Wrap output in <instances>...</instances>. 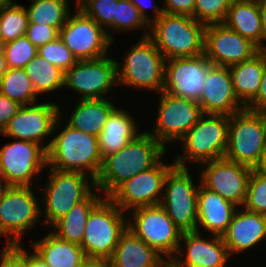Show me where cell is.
Segmentation results:
<instances>
[{"mask_svg": "<svg viewBox=\"0 0 266 267\" xmlns=\"http://www.w3.org/2000/svg\"><path fill=\"white\" fill-rule=\"evenodd\" d=\"M232 0H195L193 18L205 25L223 23Z\"/></svg>", "mask_w": 266, "mask_h": 267, "instance_id": "40", "label": "cell"}, {"mask_svg": "<svg viewBox=\"0 0 266 267\" xmlns=\"http://www.w3.org/2000/svg\"><path fill=\"white\" fill-rule=\"evenodd\" d=\"M199 232H182L178 251L173 258L177 267H225L230 254L222 237L213 235L211 240H206L201 238ZM182 242L186 249L182 248ZM183 253L185 258L182 260L178 255L184 257Z\"/></svg>", "mask_w": 266, "mask_h": 267, "instance_id": "22", "label": "cell"}, {"mask_svg": "<svg viewBox=\"0 0 266 267\" xmlns=\"http://www.w3.org/2000/svg\"><path fill=\"white\" fill-rule=\"evenodd\" d=\"M69 0H31L25 7L29 23L47 24L59 31L70 15Z\"/></svg>", "mask_w": 266, "mask_h": 267, "instance_id": "34", "label": "cell"}, {"mask_svg": "<svg viewBox=\"0 0 266 267\" xmlns=\"http://www.w3.org/2000/svg\"><path fill=\"white\" fill-rule=\"evenodd\" d=\"M126 229L123 211L108 197L103 198L88 216L80 245L85 256L108 261Z\"/></svg>", "mask_w": 266, "mask_h": 267, "instance_id": "5", "label": "cell"}, {"mask_svg": "<svg viewBox=\"0 0 266 267\" xmlns=\"http://www.w3.org/2000/svg\"><path fill=\"white\" fill-rule=\"evenodd\" d=\"M266 108V63L262 75V80L256 98L246 107V109L258 112Z\"/></svg>", "mask_w": 266, "mask_h": 267, "instance_id": "46", "label": "cell"}, {"mask_svg": "<svg viewBox=\"0 0 266 267\" xmlns=\"http://www.w3.org/2000/svg\"><path fill=\"white\" fill-rule=\"evenodd\" d=\"M77 7L92 18L103 29L108 26L113 31L118 0H76Z\"/></svg>", "mask_w": 266, "mask_h": 267, "instance_id": "37", "label": "cell"}, {"mask_svg": "<svg viewBox=\"0 0 266 267\" xmlns=\"http://www.w3.org/2000/svg\"><path fill=\"white\" fill-rule=\"evenodd\" d=\"M8 67L6 64L5 55L2 49H0V80L4 73L7 71Z\"/></svg>", "mask_w": 266, "mask_h": 267, "instance_id": "52", "label": "cell"}, {"mask_svg": "<svg viewBox=\"0 0 266 267\" xmlns=\"http://www.w3.org/2000/svg\"><path fill=\"white\" fill-rule=\"evenodd\" d=\"M20 107L21 105L16 101H13L0 93V134Z\"/></svg>", "mask_w": 266, "mask_h": 267, "instance_id": "45", "label": "cell"}, {"mask_svg": "<svg viewBox=\"0 0 266 267\" xmlns=\"http://www.w3.org/2000/svg\"><path fill=\"white\" fill-rule=\"evenodd\" d=\"M60 112V107L51 102L21 106L1 134L41 144L47 151L48 145L42 141L63 124Z\"/></svg>", "mask_w": 266, "mask_h": 267, "instance_id": "17", "label": "cell"}, {"mask_svg": "<svg viewBox=\"0 0 266 267\" xmlns=\"http://www.w3.org/2000/svg\"><path fill=\"white\" fill-rule=\"evenodd\" d=\"M59 34L60 31L51 25L29 23L25 36L38 48L48 42L54 41L59 37Z\"/></svg>", "mask_w": 266, "mask_h": 267, "instance_id": "43", "label": "cell"}, {"mask_svg": "<svg viewBox=\"0 0 266 267\" xmlns=\"http://www.w3.org/2000/svg\"><path fill=\"white\" fill-rule=\"evenodd\" d=\"M258 113L260 114V116H261V118H262V120L264 122L265 132H266V108L258 111Z\"/></svg>", "mask_w": 266, "mask_h": 267, "instance_id": "55", "label": "cell"}, {"mask_svg": "<svg viewBox=\"0 0 266 267\" xmlns=\"http://www.w3.org/2000/svg\"><path fill=\"white\" fill-rule=\"evenodd\" d=\"M46 144L48 167L87 173L92 179L97 178L102 166L97 136L65 124L64 129Z\"/></svg>", "mask_w": 266, "mask_h": 267, "instance_id": "3", "label": "cell"}, {"mask_svg": "<svg viewBox=\"0 0 266 267\" xmlns=\"http://www.w3.org/2000/svg\"><path fill=\"white\" fill-rule=\"evenodd\" d=\"M223 23L260 50H266L258 2L232 0Z\"/></svg>", "mask_w": 266, "mask_h": 267, "instance_id": "26", "label": "cell"}, {"mask_svg": "<svg viewBox=\"0 0 266 267\" xmlns=\"http://www.w3.org/2000/svg\"><path fill=\"white\" fill-rule=\"evenodd\" d=\"M31 186H9L0 199V236L7 244H20V237L39 222L43 211Z\"/></svg>", "mask_w": 266, "mask_h": 267, "instance_id": "11", "label": "cell"}, {"mask_svg": "<svg viewBox=\"0 0 266 267\" xmlns=\"http://www.w3.org/2000/svg\"><path fill=\"white\" fill-rule=\"evenodd\" d=\"M201 165L203 169L205 168L201 171L199 181L201 185L235 206L242 205L243 207L253 169L224 157L204 162Z\"/></svg>", "mask_w": 266, "mask_h": 267, "instance_id": "18", "label": "cell"}, {"mask_svg": "<svg viewBox=\"0 0 266 267\" xmlns=\"http://www.w3.org/2000/svg\"><path fill=\"white\" fill-rule=\"evenodd\" d=\"M0 267H29V253L21 244H7L0 251Z\"/></svg>", "mask_w": 266, "mask_h": 267, "instance_id": "42", "label": "cell"}, {"mask_svg": "<svg viewBox=\"0 0 266 267\" xmlns=\"http://www.w3.org/2000/svg\"><path fill=\"white\" fill-rule=\"evenodd\" d=\"M266 153V132L258 112L244 109L229 116L224 158L254 169Z\"/></svg>", "mask_w": 266, "mask_h": 267, "instance_id": "7", "label": "cell"}, {"mask_svg": "<svg viewBox=\"0 0 266 267\" xmlns=\"http://www.w3.org/2000/svg\"><path fill=\"white\" fill-rule=\"evenodd\" d=\"M254 170L266 178V153L263 155L259 164L254 168Z\"/></svg>", "mask_w": 266, "mask_h": 267, "instance_id": "51", "label": "cell"}, {"mask_svg": "<svg viewBox=\"0 0 266 267\" xmlns=\"http://www.w3.org/2000/svg\"><path fill=\"white\" fill-rule=\"evenodd\" d=\"M31 246L49 267H77L85 257L80 245L61 240L51 231Z\"/></svg>", "mask_w": 266, "mask_h": 267, "instance_id": "29", "label": "cell"}, {"mask_svg": "<svg viewBox=\"0 0 266 267\" xmlns=\"http://www.w3.org/2000/svg\"><path fill=\"white\" fill-rule=\"evenodd\" d=\"M0 93L21 106L34 104L37 94L23 68H8L0 80Z\"/></svg>", "mask_w": 266, "mask_h": 267, "instance_id": "33", "label": "cell"}, {"mask_svg": "<svg viewBox=\"0 0 266 267\" xmlns=\"http://www.w3.org/2000/svg\"><path fill=\"white\" fill-rule=\"evenodd\" d=\"M148 35L145 30L138 43L127 52L124 63H116L118 84L160 93L164 86L165 58Z\"/></svg>", "mask_w": 266, "mask_h": 267, "instance_id": "6", "label": "cell"}, {"mask_svg": "<svg viewBox=\"0 0 266 267\" xmlns=\"http://www.w3.org/2000/svg\"><path fill=\"white\" fill-rule=\"evenodd\" d=\"M117 61L107 56L93 60H78L64 72V86L79 94L80 99H102L116 84Z\"/></svg>", "mask_w": 266, "mask_h": 267, "instance_id": "14", "label": "cell"}, {"mask_svg": "<svg viewBox=\"0 0 266 267\" xmlns=\"http://www.w3.org/2000/svg\"><path fill=\"white\" fill-rule=\"evenodd\" d=\"M211 65L204 53L194 57L165 60L163 91L176 97L198 101Z\"/></svg>", "mask_w": 266, "mask_h": 267, "instance_id": "20", "label": "cell"}, {"mask_svg": "<svg viewBox=\"0 0 266 267\" xmlns=\"http://www.w3.org/2000/svg\"><path fill=\"white\" fill-rule=\"evenodd\" d=\"M28 24L24 6L13 0H3L0 3V31L4 44L25 36Z\"/></svg>", "mask_w": 266, "mask_h": 267, "instance_id": "35", "label": "cell"}, {"mask_svg": "<svg viewBox=\"0 0 266 267\" xmlns=\"http://www.w3.org/2000/svg\"><path fill=\"white\" fill-rule=\"evenodd\" d=\"M160 94L157 120L152 133L164 147L165 143L180 140L203 115L200 104L191 99L173 96L165 91Z\"/></svg>", "mask_w": 266, "mask_h": 267, "instance_id": "13", "label": "cell"}, {"mask_svg": "<svg viewBox=\"0 0 266 267\" xmlns=\"http://www.w3.org/2000/svg\"><path fill=\"white\" fill-rule=\"evenodd\" d=\"M153 19L148 38L160 50L165 60L194 57L204 53L206 25L191 16L163 13L153 5Z\"/></svg>", "mask_w": 266, "mask_h": 267, "instance_id": "2", "label": "cell"}, {"mask_svg": "<svg viewBox=\"0 0 266 267\" xmlns=\"http://www.w3.org/2000/svg\"><path fill=\"white\" fill-rule=\"evenodd\" d=\"M145 0H130V2L139 10L141 16L146 20L149 24L152 23V18L149 15H146L145 9L146 5L144 3ZM149 4H147L148 6Z\"/></svg>", "mask_w": 266, "mask_h": 267, "instance_id": "48", "label": "cell"}, {"mask_svg": "<svg viewBox=\"0 0 266 267\" xmlns=\"http://www.w3.org/2000/svg\"><path fill=\"white\" fill-rule=\"evenodd\" d=\"M259 11H260V16H261V21H262V27L264 31V42L266 41V0L259 1Z\"/></svg>", "mask_w": 266, "mask_h": 267, "instance_id": "49", "label": "cell"}, {"mask_svg": "<svg viewBox=\"0 0 266 267\" xmlns=\"http://www.w3.org/2000/svg\"><path fill=\"white\" fill-rule=\"evenodd\" d=\"M23 69L36 94L54 92L64 86V71L38 54Z\"/></svg>", "mask_w": 266, "mask_h": 267, "instance_id": "32", "label": "cell"}, {"mask_svg": "<svg viewBox=\"0 0 266 267\" xmlns=\"http://www.w3.org/2000/svg\"><path fill=\"white\" fill-rule=\"evenodd\" d=\"M163 13L193 17L195 0H163Z\"/></svg>", "mask_w": 266, "mask_h": 267, "instance_id": "44", "label": "cell"}, {"mask_svg": "<svg viewBox=\"0 0 266 267\" xmlns=\"http://www.w3.org/2000/svg\"><path fill=\"white\" fill-rule=\"evenodd\" d=\"M48 168V183L46 182L44 197L41 199L45 202L42 224L47 223L50 227L96 187L95 180L85 173Z\"/></svg>", "mask_w": 266, "mask_h": 267, "instance_id": "8", "label": "cell"}, {"mask_svg": "<svg viewBox=\"0 0 266 267\" xmlns=\"http://www.w3.org/2000/svg\"><path fill=\"white\" fill-rule=\"evenodd\" d=\"M260 49L224 23L208 24L204 33V55L217 66H231L250 59Z\"/></svg>", "mask_w": 266, "mask_h": 267, "instance_id": "19", "label": "cell"}, {"mask_svg": "<svg viewBox=\"0 0 266 267\" xmlns=\"http://www.w3.org/2000/svg\"><path fill=\"white\" fill-rule=\"evenodd\" d=\"M37 54L64 72L78 61L60 37L45 45L39 46Z\"/></svg>", "mask_w": 266, "mask_h": 267, "instance_id": "39", "label": "cell"}, {"mask_svg": "<svg viewBox=\"0 0 266 267\" xmlns=\"http://www.w3.org/2000/svg\"><path fill=\"white\" fill-rule=\"evenodd\" d=\"M60 29L59 37L78 60H93L106 56L113 37L81 9L76 7Z\"/></svg>", "mask_w": 266, "mask_h": 267, "instance_id": "12", "label": "cell"}, {"mask_svg": "<svg viewBox=\"0 0 266 267\" xmlns=\"http://www.w3.org/2000/svg\"><path fill=\"white\" fill-rule=\"evenodd\" d=\"M266 63V50L250 59L229 66L236 97L246 108L257 96Z\"/></svg>", "mask_w": 266, "mask_h": 267, "instance_id": "27", "label": "cell"}, {"mask_svg": "<svg viewBox=\"0 0 266 267\" xmlns=\"http://www.w3.org/2000/svg\"><path fill=\"white\" fill-rule=\"evenodd\" d=\"M116 108L102 99H79L71 117L66 121L71 128L99 136L110 113Z\"/></svg>", "mask_w": 266, "mask_h": 267, "instance_id": "30", "label": "cell"}, {"mask_svg": "<svg viewBox=\"0 0 266 267\" xmlns=\"http://www.w3.org/2000/svg\"><path fill=\"white\" fill-rule=\"evenodd\" d=\"M175 164H163L161 160L147 171L122 183L108 198L124 213L138 207L160 204L164 181Z\"/></svg>", "mask_w": 266, "mask_h": 267, "instance_id": "16", "label": "cell"}, {"mask_svg": "<svg viewBox=\"0 0 266 267\" xmlns=\"http://www.w3.org/2000/svg\"><path fill=\"white\" fill-rule=\"evenodd\" d=\"M239 211L236 209L231 223L221 236L230 256L234 252L242 253L266 238V215L245 209Z\"/></svg>", "mask_w": 266, "mask_h": 267, "instance_id": "23", "label": "cell"}, {"mask_svg": "<svg viewBox=\"0 0 266 267\" xmlns=\"http://www.w3.org/2000/svg\"><path fill=\"white\" fill-rule=\"evenodd\" d=\"M29 267H49L34 252L29 253Z\"/></svg>", "mask_w": 266, "mask_h": 267, "instance_id": "50", "label": "cell"}, {"mask_svg": "<svg viewBox=\"0 0 266 267\" xmlns=\"http://www.w3.org/2000/svg\"><path fill=\"white\" fill-rule=\"evenodd\" d=\"M163 259L155 249L126 229L120 236L109 267H156Z\"/></svg>", "mask_w": 266, "mask_h": 267, "instance_id": "25", "label": "cell"}, {"mask_svg": "<svg viewBox=\"0 0 266 267\" xmlns=\"http://www.w3.org/2000/svg\"><path fill=\"white\" fill-rule=\"evenodd\" d=\"M93 191L51 226L52 230L55 229L51 232L59 239L81 245L88 216L104 198V196L98 197Z\"/></svg>", "mask_w": 266, "mask_h": 267, "instance_id": "31", "label": "cell"}, {"mask_svg": "<svg viewBox=\"0 0 266 267\" xmlns=\"http://www.w3.org/2000/svg\"><path fill=\"white\" fill-rule=\"evenodd\" d=\"M136 121L121 108H115L107 118L103 130L98 136L102 159L125 147L137 135Z\"/></svg>", "mask_w": 266, "mask_h": 267, "instance_id": "28", "label": "cell"}, {"mask_svg": "<svg viewBox=\"0 0 266 267\" xmlns=\"http://www.w3.org/2000/svg\"><path fill=\"white\" fill-rule=\"evenodd\" d=\"M229 116L203 114L180 139L183 152L175 157L174 164L187 167L186 163L202 164L223 158L228 143Z\"/></svg>", "mask_w": 266, "mask_h": 267, "instance_id": "4", "label": "cell"}, {"mask_svg": "<svg viewBox=\"0 0 266 267\" xmlns=\"http://www.w3.org/2000/svg\"><path fill=\"white\" fill-rule=\"evenodd\" d=\"M3 45H4V42H3L2 34L0 31V49H2Z\"/></svg>", "mask_w": 266, "mask_h": 267, "instance_id": "56", "label": "cell"}, {"mask_svg": "<svg viewBox=\"0 0 266 267\" xmlns=\"http://www.w3.org/2000/svg\"><path fill=\"white\" fill-rule=\"evenodd\" d=\"M195 185L187 167L174 166L165 177L160 205L181 232L199 231ZM166 187V188H165Z\"/></svg>", "mask_w": 266, "mask_h": 267, "instance_id": "9", "label": "cell"}, {"mask_svg": "<svg viewBox=\"0 0 266 267\" xmlns=\"http://www.w3.org/2000/svg\"><path fill=\"white\" fill-rule=\"evenodd\" d=\"M156 267H177V264L173 259H163Z\"/></svg>", "mask_w": 266, "mask_h": 267, "instance_id": "53", "label": "cell"}, {"mask_svg": "<svg viewBox=\"0 0 266 267\" xmlns=\"http://www.w3.org/2000/svg\"><path fill=\"white\" fill-rule=\"evenodd\" d=\"M243 209L266 215V178L254 169L251 172Z\"/></svg>", "mask_w": 266, "mask_h": 267, "instance_id": "41", "label": "cell"}, {"mask_svg": "<svg viewBox=\"0 0 266 267\" xmlns=\"http://www.w3.org/2000/svg\"><path fill=\"white\" fill-rule=\"evenodd\" d=\"M243 1H254V2H259V1H263V0H243Z\"/></svg>", "mask_w": 266, "mask_h": 267, "instance_id": "57", "label": "cell"}, {"mask_svg": "<svg viewBox=\"0 0 266 267\" xmlns=\"http://www.w3.org/2000/svg\"><path fill=\"white\" fill-rule=\"evenodd\" d=\"M166 152L148 132L139 133L125 147L102 159L95 187L109 197L122 183L154 167Z\"/></svg>", "mask_w": 266, "mask_h": 267, "instance_id": "1", "label": "cell"}, {"mask_svg": "<svg viewBox=\"0 0 266 267\" xmlns=\"http://www.w3.org/2000/svg\"><path fill=\"white\" fill-rule=\"evenodd\" d=\"M8 68H24L36 55L38 48L26 37H19L3 45Z\"/></svg>", "mask_w": 266, "mask_h": 267, "instance_id": "36", "label": "cell"}, {"mask_svg": "<svg viewBox=\"0 0 266 267\" xmlns=\"http://www.w3.org/2000/svg\"><path fill=\"white\" fill-rule=\"evenodd\" d=\"M47 167V151L39 144L15 140L0 149V175L10 186H31L33 176Z\"/></svg>", "mask_w": 266, "mask_h": 267, "instance_id": "15", "label": "cell"}, {"mask_svg": "<svg viewBox=\"0 0 266 267\" xmlns=\"http://www.w3.org/2000/svg\"><path fill=\"white\" fill-rule=\"evenodd\" d=\"M236 207L200 184L197 197V225L211 232L212 236H222L231 223Z\"/></svg>", "mask_w": 266, "mask_h": 267, "instance_id": "24", "label": "cell"}, {"mask_svg": "<svg viewBox=\"0 0 266 267\" xmlns=\"http://www.w3.org/2000/svg\"><path fill=\"white\" fill-rule=\"evenodd\" d=\"M77 267H109V263L104 259L85 256Z\"/></svg>", "mask_w": 266, "mask_h": 267, "instance_id": "47", "label": "cell"}, {"mask_svg": "<svg viewBox=\"0 0 266 267\" xmlns=\"http://www.w3.org/2000/svg\"><path fill=\"white\" fill-rule=\"evenodd\" d=\"M127 228L161 256L173 259L178 251L182 232L160 205L138 207L132 210Z\"/></svg>", "mask_w": 266, "mask_h": 267, "instance_id": "10", "label": "cell"}, {"mask_svg": "<svg viewBox=\"0 0 266 267\" xmlns=\"http://www.w3.org/2000/svg\"><path fill=\"white\" fill-rule=\"evenodd\" d=\"M200 99L203 114L231 116L245 109L233 89L228 66L211 65L205 76Z\"/></svg>", "mask_w": 266, "mask_h": 267, "instance_id": "21", "label": "cell"}, {"mask_svg": "<svg viewBox=\"0 0 266 267\" xmlns=\"http://www.w3.org/2000/svg\"><path fill=\"white\" fill-rule=\"evenodd\" d=\"M9 186L10 185L6 183L5 179L0 175V199L3 197L5 191L9 188Z\"/></svg>", "mask_w": 266, "mask_h": 267, "instance_id": "54", "label": "cell"}, {"mask_svg": "<svg viewBox=\"0 0 266 267\" xmlns=\"http://www.w3.org/2000/svg\"><path fill=\"white\" fill-rule=\"evenodd\" d=\"M149 23L144 20L139 10L130 2V0H118L116 6L115 18H113V31H130L139 29V27L148 28ZM138 27V28H137Z\"/></svg>", "mask_w": 266, "mask_h": 267, "instance_id": "38", "label": "cell"}]
</instances>
